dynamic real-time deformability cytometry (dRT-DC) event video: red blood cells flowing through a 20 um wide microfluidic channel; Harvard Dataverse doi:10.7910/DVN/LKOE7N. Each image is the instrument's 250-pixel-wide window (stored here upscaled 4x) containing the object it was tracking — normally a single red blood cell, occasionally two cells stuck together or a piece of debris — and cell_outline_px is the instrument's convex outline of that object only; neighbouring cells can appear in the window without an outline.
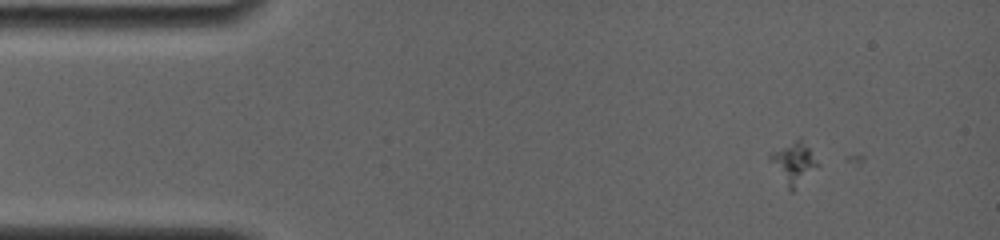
{"species": "common noctule bat (a hibernating species)", "species_latin": "Nyctalus noctula", "temperature_condition": "room temperature", "stored_images_in_passage": 5, "camera_frame_rate_fps": 4000, "um_per_image_px": 0.085, "animal": {"sex": "female", "body_mass_g": 19.0, "forearm_length_mm": 56.7}, "frame": {"image": 1, "passage_image": 2, "time_ms": 1.25, "image_size_px": [1000, 240], "cell_outline_px": [[820, 164], [792, 192], [788, 192], [768, 160], [768, 156], [772, 152], [800, 136]], "centroid_in_image_um": [67.43, 13.88], "position_along_channel_um": 17.6, "area_um2": 11.73}}
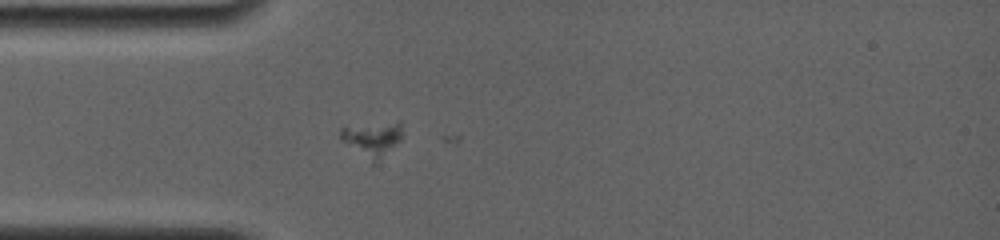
{"frame": {"image": 2, "passage_image": 5, "time_ms": 4.5, "image_size_px": [1000, 240], "cell_outline_px": [[400, 136], [396, 144], [372, 164], [344, 140], [340, 136], [340, 128], [400, 120]], "centroid_in_image_um": [31.65, 11.78], "position_along_channel_um": 53.3, "area_um2": 11.73}}